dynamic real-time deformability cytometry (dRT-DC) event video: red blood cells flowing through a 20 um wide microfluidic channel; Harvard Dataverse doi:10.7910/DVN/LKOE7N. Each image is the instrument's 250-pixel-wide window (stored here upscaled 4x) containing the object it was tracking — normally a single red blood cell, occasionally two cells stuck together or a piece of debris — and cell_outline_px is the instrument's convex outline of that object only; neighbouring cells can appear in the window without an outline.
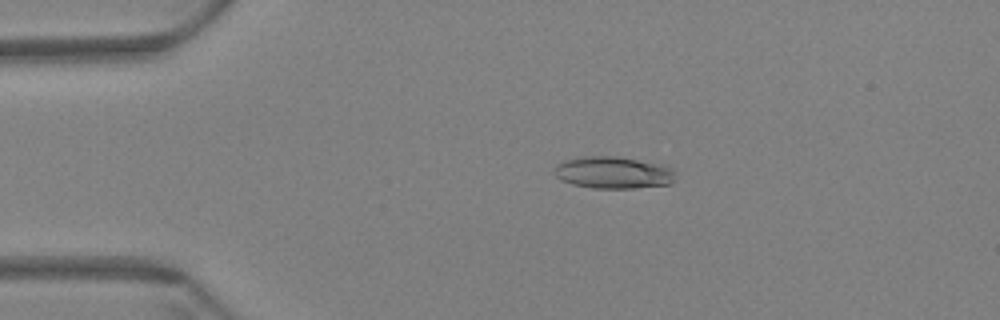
{"species": "Egyptian fruit bat (a non-hibernating species)", "species_latin": "Rousettus aegyptiacus", "temperature_condition": "warm", "stored_images_in_passage": 59, "camera_frame_rate_fps": 3000, "um_per_image_px": 0.085, "animal": {"sex": "female"}, "frame": {"image": 1, "passage_image": 12, "time_ms": 3.667, "image_size_px": [1000, 320], "cell_outline_px": [[676, 172], [672, 180], [668, 184], [632, 188], [592, 188], [572, 184], [556, 176], [552, 172], [556, 164], [564, 160], [584, 156], [616, 156], [664, 164]], "centroid_in_image_um": [52.1, 14.65], "position_along_channel_um": 32.9, "area_um2": 22.6}}
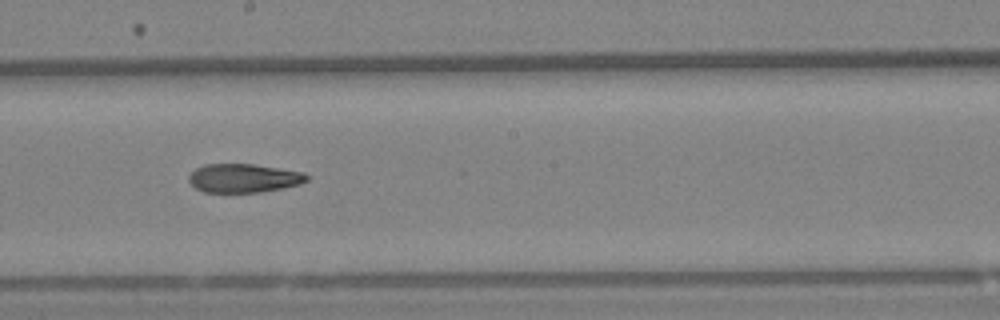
{"frame": {"image": 2, "passage_image": 33, "time_ms": 10.667, "image_size_px": [1000, 320], "cell_outline_px": [[308, 180], [300, 184], [260, 192], [204, 192], [196, 188], [188, 180], [188, 176], [196, 168], [204, 164], [252, 164], [304, 172], [308, 176]], "centroid_in_image_um": [20.7, 15.14], "position_along_channel_um": 227.5, "area_um2": 19.59}}
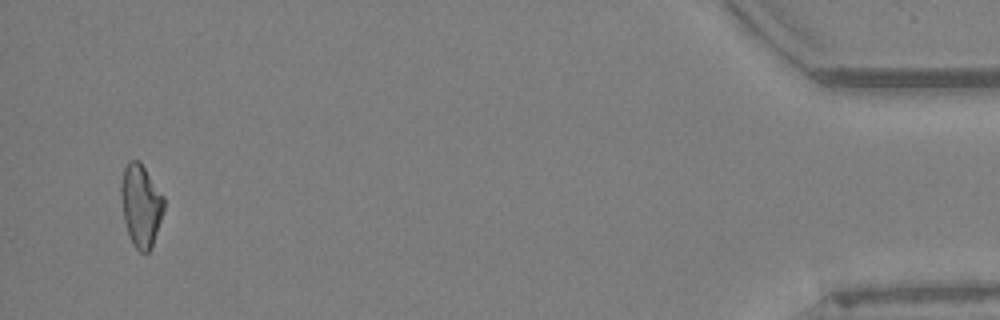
{"frame": {"image": 3, "passage_image": 57, "time_ms": 18.667, "image_size_px": [1000, 320], "cell_outline_px": [[164, 208], [152, 248], [148, 252], [140, 252], [132, 244], [124, 220], [120, 196], [120, 184], [124, 168], [128, 160], [140, 160], [164, 196]], "centroid_in_image_um": [11.97, 17.43], "position_along_channel_um": 423.2, "area_um2": 20.75}, "authors_computed_cell_mechanics": {"area_um2": 20.9236, "velocity_mm_per_s": 3.4675, "shape_relaxation_time_tau1_ms": null, "shape_relaxation_time_tau2_ms": 5.3783, "deformation_change_tau1": null, "deformation_change_tau2": 0.1507}}